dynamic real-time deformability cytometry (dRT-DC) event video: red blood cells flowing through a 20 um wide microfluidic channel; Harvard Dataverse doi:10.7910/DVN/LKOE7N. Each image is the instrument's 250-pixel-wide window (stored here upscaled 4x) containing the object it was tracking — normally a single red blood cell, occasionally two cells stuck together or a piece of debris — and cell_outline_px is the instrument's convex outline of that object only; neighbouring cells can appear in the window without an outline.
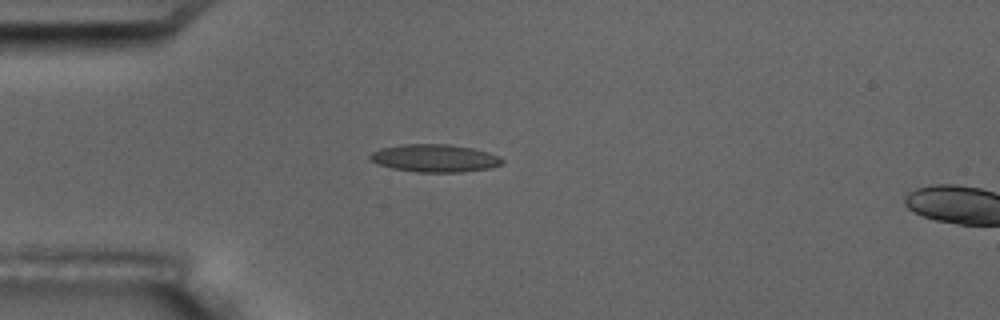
{"species": "common noctule bat (a hibernating species)", "species_latin": "Nyctalus noctula", "temperature_condition": "room temperature", "stored_images_in_passage": 11, "camera_frame_rate_fps": 3000, "um_per_image_px": 0.085, "animal": {"sex": "male", "body_mass_g": 17.5, "forearm_length_mm": 52.3}, "frame": {"image": 1, "passage_image": 4, "time_ms": 4.333, "image_size_px": [1000, 320], "cell_outline_px": [[504, 160], [500, 164], [488, 168], [460, 172], [416, 172], [392, 168], [376, 164], [368, 160], [368, 156], [372, 152], [380, 148], [400, 144], [448, 144], [472, 148], [488, 152], [500, 156]], "centroid_in_image_um": [36.88, 13.44], "position_along_channel_um": 48.1, "area_um2": 21.44}}
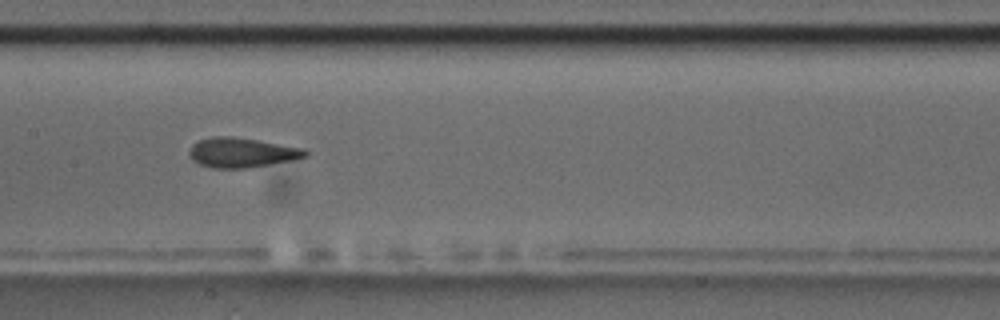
{"frame": {"image": 2, "passage_image": 8, "time_ms": 8.667, "image_size_px": [1000, 320], "cell_outline_px": [[308, 156], [292, 160], [244, 168], [212, 168], [200, 164], [192, 160], [188, 156], [188, 152], [192, 144], [200, 140], [212, 136], [232, 136], [304, 148], [308, 152]], "centroid_in_image_um": [20.51, 12.96], "position_along_channel_um": 186.9, "area_um2": 20.0}}
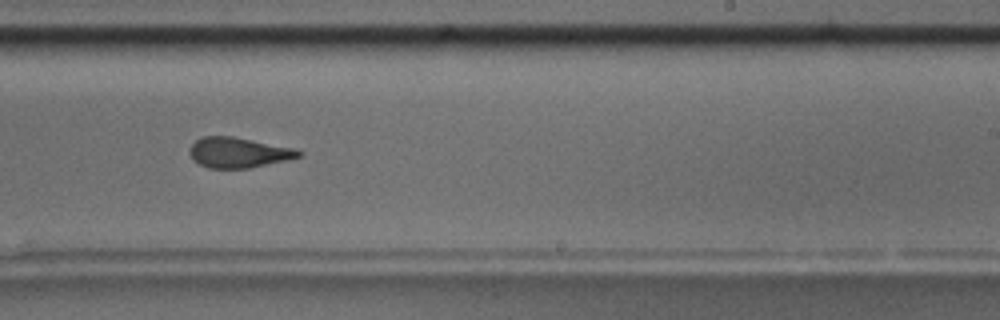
{"frame": {"image": 3, "passage_image": 10, "time_ms": 11.0, "image_size_px": [1000, 320], "cell_outline_px": [[304, 152], [300, 156], [288, 160], [248, 168], [208, 168], [192, 160], [188, 152], [192, 144], [196, 140], [204, 136], [232, 136], [292, 148]], "centroid_in_image_um": [20.23, 12.97], "position_along_channel_um": 268.8, "area_um2": 19.13}}